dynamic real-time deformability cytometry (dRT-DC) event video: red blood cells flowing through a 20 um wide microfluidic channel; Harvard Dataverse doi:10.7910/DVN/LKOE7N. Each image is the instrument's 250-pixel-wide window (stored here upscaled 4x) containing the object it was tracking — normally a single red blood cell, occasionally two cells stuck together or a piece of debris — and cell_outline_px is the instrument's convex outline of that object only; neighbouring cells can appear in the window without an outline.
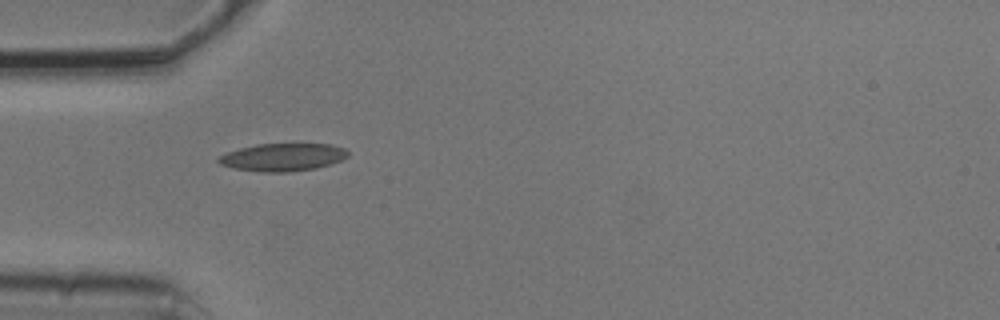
{"species": "common noctule bat (a hibernating species)", "species_latin": "Nyctalus noctula", "temperature_condition": "cold", "stored_images_in_passage": 6, "camera_frame_rate_fps": 3000, "um_per_image_px": 0.085, "animal": {"sex": "male", "body_mass_g": 20.5, "forearm_length_mm": 52.5}, "frame": {"image": 1, "passage_image": 3, "time_ms": 0.667, "image_size_px": [1000, 320], "cell_outline_px": [[348, 156], [332, 164], [316, 168], [288, 172], [260, 172], [232, 168], [220, 164], [216, 160], [220, 156], [228, 152], [240, 148], [256, 144], [332, 144], [344, 148], [348, 152]], "centroid_in_image_um": [24.03, 13.36], "position_along_channel_um": 61.0, "area_um2": 20.92}}
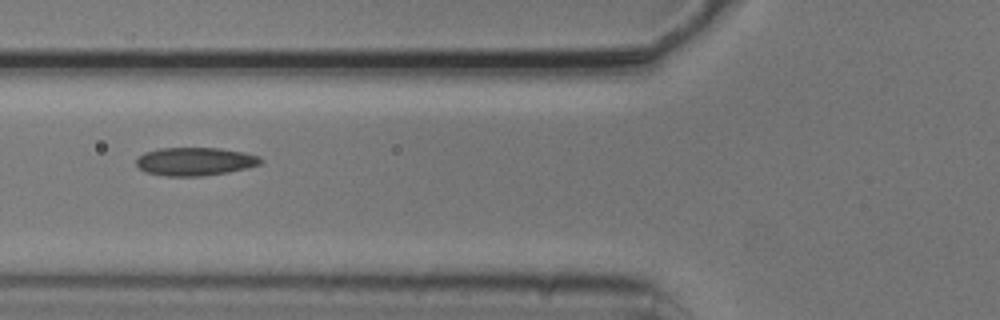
{"frame": {"image": 2, "passage_image": 4, "time_ms": 1.0, "image_size_px": [1000, 320], "cell_outline_px": [[264, 160], [260, 164], [248, 168], [228, 172], [204, 176], [168, 176], [144, 172], [136, 164], [136, 160], [144, 152], [160, 148], [220, 148], [244, 152], [260, 156]], "centroid_in_image_um": [16.6, 13.72], "position_along_channel_um": 109.2, "area_um2": 20.58}}
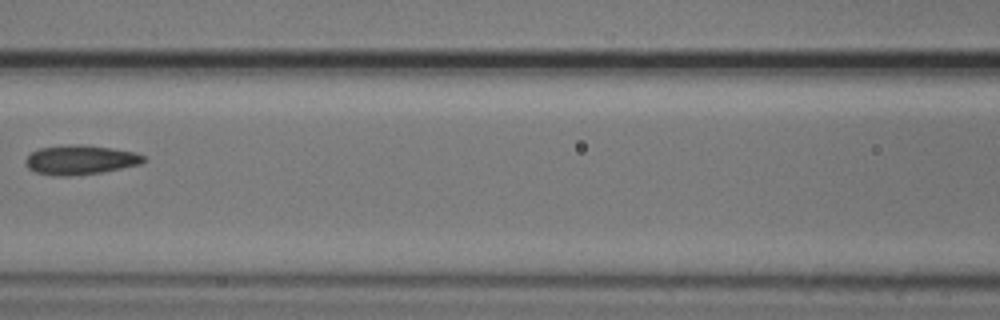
{"frame": {"image": 3, "passage_image": 5, "time_ms": 1.333, "image_size_px": [1000, 320], "cell_outline_px": [[148, 160], [140, 164], [104, 172], [68, 176], [52, 176], [36, 172], [28, 168], [24, 164], [24, 160], [32, 152], [40, 148], [72, 144], [84, 144], [112, 148], [136, 152], [144, 156]], "centroid_in_image_um": [6.84, 13.59], "position_along_channel_um": 159.8, "area_um2": 20.46}}